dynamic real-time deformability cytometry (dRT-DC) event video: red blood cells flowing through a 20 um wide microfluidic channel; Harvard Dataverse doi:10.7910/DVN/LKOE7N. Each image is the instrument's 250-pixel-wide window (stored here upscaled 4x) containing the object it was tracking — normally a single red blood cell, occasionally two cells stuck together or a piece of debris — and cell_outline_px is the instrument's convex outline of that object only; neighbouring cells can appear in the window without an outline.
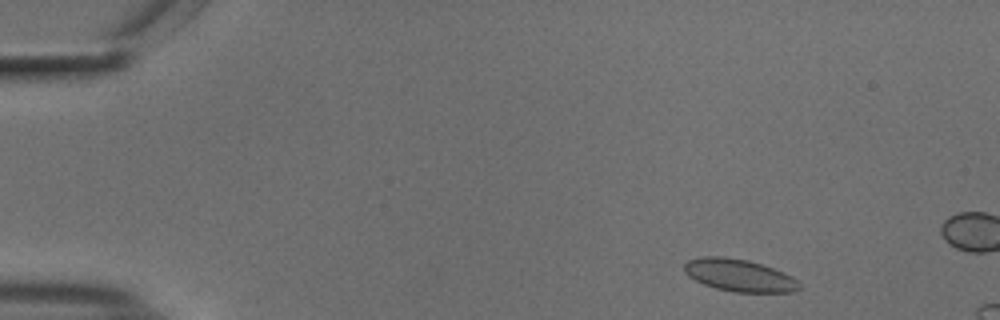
{"species": "common noctule bat (a hibernating species)", "species_latin": "Nyctalus noctula", "temperature_condition": "cold", "stored_images_in_passage": 13, "camera_frame_rate_fps": 3000, "um_per_image_px": 0.085, "animal": {"sex": "male", "body_mass_g": 18.8}, "frame": {"image": 1, "passage_image": 3, "time_ms": 0.667, "image_size_px": [1000, 320], "cell_outline_px": [[800, 288], [792, 292], [736, 292], [716, 288], [704, 284], [688, 276], [684, 272], [684, 264], [688, 260], [700, 256], [724, 256], [748, 260], [772, 268], [792, 276], [800, 284]], "centroid_in_image_um": [62.8, 23.39], "position_along_channel_um": 22.2, "area_um2": 21.56}}